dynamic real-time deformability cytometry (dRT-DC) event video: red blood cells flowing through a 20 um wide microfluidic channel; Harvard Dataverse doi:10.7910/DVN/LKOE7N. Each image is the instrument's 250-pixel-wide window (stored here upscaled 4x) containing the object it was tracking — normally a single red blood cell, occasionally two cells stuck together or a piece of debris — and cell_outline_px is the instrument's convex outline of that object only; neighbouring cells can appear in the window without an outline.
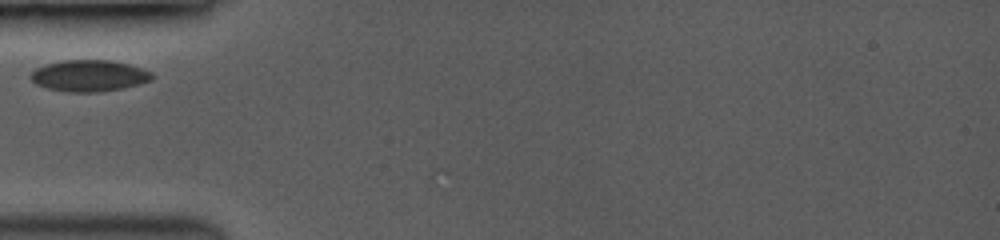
{"species": "common noctule bat (a hibernating species)", "species_latin": "Nyctalus noctula", "temperature_condition": "room temperature", "stored_images_in_passage": 32, "camera_frame_rate_fps": 3500, "um_per_image_px": 0.085, "animal": {"sex": "female", "body_mass_g": 19.0, "forearm_length_mm": 53.3}, "frame": {"image": 1, "passage_image": 1, "time_ms": 0.0, "image_size_px": [1000, 240], "cell_outline_px": [[152, 80], [140, 84], [120, 88], [92, 92], [68, 92], [48, 88], [36, 84], [28, 76], [36, 68], [44, 64], [64, 60], [108, 60], [128, 64], [152, 72]], "centroid_in_image_um": [7.54, 6.43], "position_along_channel_um": 77.5, "area_um2": 22.02}}
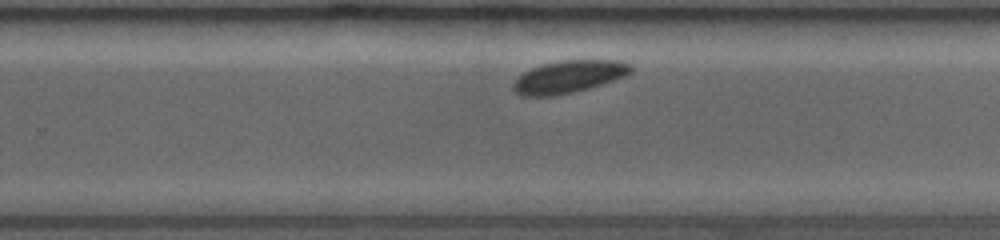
{"frame": {"image": 2, "passage_image": 20, "time_ms": 5.429, "image_size_px": [1000, 240], "cell_outline_px": [[632, 72], [624, 76], [588, 88], [552, 96], [524, 96], [516, 92], [512, 88], [512, 84], [524, 72], [532, 68], [544, 64], [564, 60], [616, 60], [632, 64]], "centroid_in_image_um": [48.35, 6.51], "position_along_channel_um": 281.5, "area_um2": 21.79}}
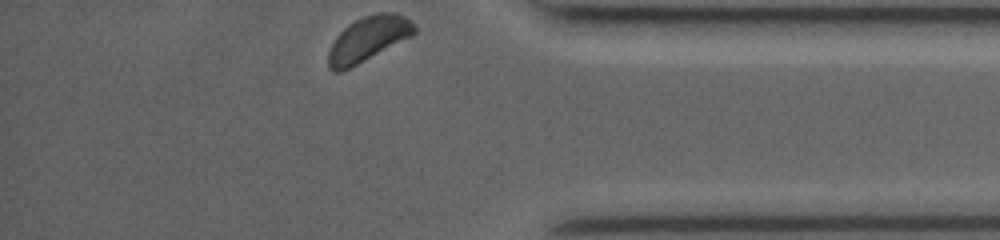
{"frame": {"image": 3, "passage_image": 32, "time_ms": 8.857, "image_size_px": [1000, 240], "cell_outline_px": [[416, 32], [412, 36], [340, 72], [332, 72], [328, 68], [328, 52], [336, 36], [344, 28], [356, 20], [364, 16], [376, 12], [396, 12], [404, 16], [416, 28]], "centroid_in_image_um": [31.27, 3.3], "position_along_channel_um": 403.9, "area_um2": 22.08}}